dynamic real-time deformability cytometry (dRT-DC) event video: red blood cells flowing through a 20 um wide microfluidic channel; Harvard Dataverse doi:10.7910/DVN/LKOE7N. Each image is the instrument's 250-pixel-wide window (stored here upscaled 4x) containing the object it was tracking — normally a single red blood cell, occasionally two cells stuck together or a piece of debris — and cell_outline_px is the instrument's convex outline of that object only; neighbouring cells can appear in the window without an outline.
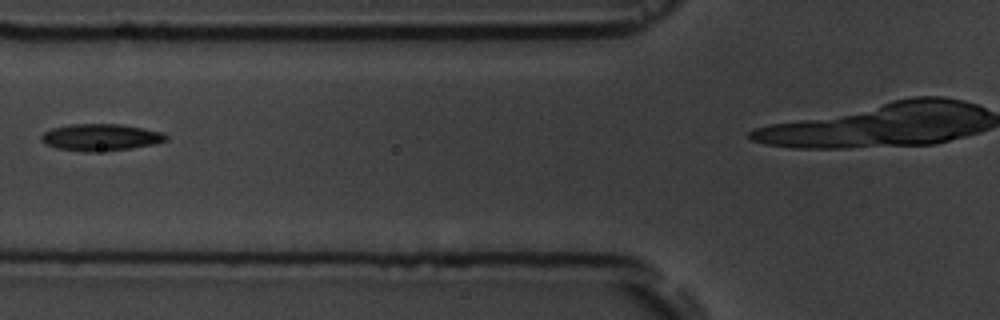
{"species": "common noctule bat (a hibernating species)", "species_latin": "Nyctalus noctula", "temperature_condition": "room temperature", "stored_images_in_passage": 5, "camera_frame_rate_fps": 3000, "um_per_image_px": 0.085, "animal": {"sex": "male", "body_mass_g": 19.5, "forearm_length_mm": 54.6}, "frame": {"image": 1, "passage_image": 4, "time_ms": 4.333, "image_size_px": [1000, 320], "cell_outline_px": [[168, 140], [152, 144], [132, 148], [92, 152], [56, 148], [44, 144], [40, 140], [40, 136], [44, 132], [52, 128], [72, 124], [120, 124], [144, 128], [164, 132], [168, 136]], "centroid_in_image_um": [8.56, 11.66], "position_along_channel_um": 117.2, "area_um2": 19.54}}